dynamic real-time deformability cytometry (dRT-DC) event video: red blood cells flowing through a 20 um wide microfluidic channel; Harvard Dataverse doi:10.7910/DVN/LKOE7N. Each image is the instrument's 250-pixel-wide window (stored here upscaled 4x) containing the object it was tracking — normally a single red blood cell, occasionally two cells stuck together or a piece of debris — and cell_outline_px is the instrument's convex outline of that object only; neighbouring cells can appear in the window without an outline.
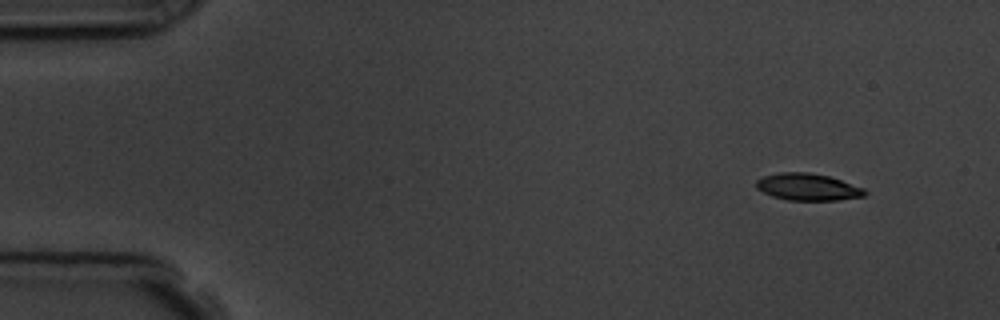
{"species": "common noctule bat (a hibernating species)", "species_latin": "Nyctalus noctula", "temperature_condition": "room temperature", "stored_images_in_passage": 3, "camera_frame_rate_fps": 3000, "um_per_image_px": 0.085, "animal": {"sex": "male", "body_mass_g": 19.5, "forearm_length_mm": 54.6}, "frame": {"image": 1, "passage_image": 1, "time_ms": 0.0, "image_size_px": [1000, 320], "cell_outline_px": [[868, 192], [864, 196], [836, 200], [788, 200], [772, 196], [756, 188], [756, 180], [764, 176], [780, 172], [808, 172], [828, 176], [864, 188]], "centroid_in_image_um": [68.65, 15.89], "position_along_channel_um": 16.3, "area_um2": 16.94}}
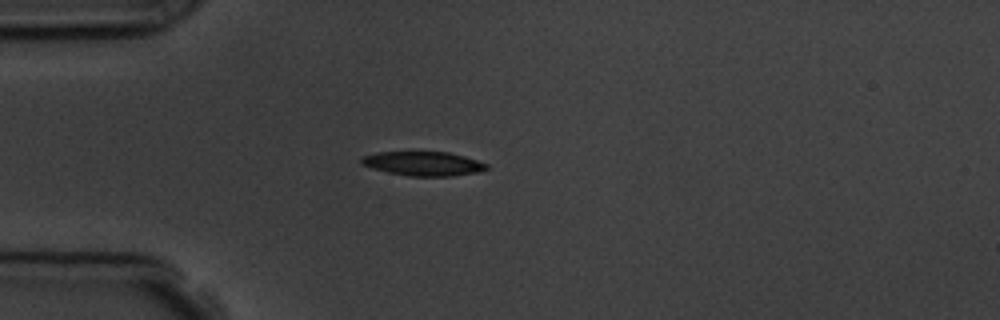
{"frame": {"image": 2, "passage_image": 3, "time_ms": 3.333, "image_size_px": [1000, 320], "cell_outline_px": [[488, 168], [480, 172], [452, 176], [408, 176], [388, 172], [372, 168], [360, 164], [360, 160], [364, 156], [376, 152], [448, 152], [464, 156], [488, 164]], "centroid_in_image_um": [35.98, 13.91], "position_along_channel_um": 49.0, "area_um2": 17.63}}